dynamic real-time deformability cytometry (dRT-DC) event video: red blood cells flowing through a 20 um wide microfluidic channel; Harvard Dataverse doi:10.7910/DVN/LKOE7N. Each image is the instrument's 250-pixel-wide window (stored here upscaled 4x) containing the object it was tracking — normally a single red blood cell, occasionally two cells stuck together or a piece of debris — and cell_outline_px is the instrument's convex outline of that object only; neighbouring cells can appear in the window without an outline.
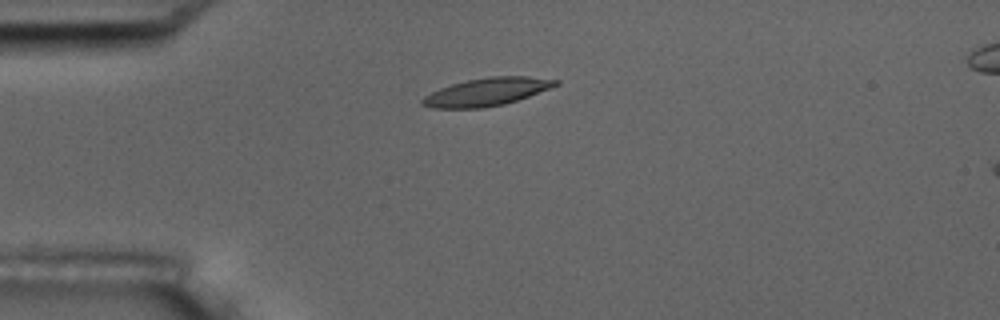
{"species": "common noctule bat (a hibernating species)", "species_latin": "Nyctalus noctula", "temperature_condition": "room temperature", "stored_images_in_passage": 5, "camera_frame_rate_fps": 3000, "um_per_image_px": 0.085, "animal": {"sex": "male", "body_mass_g": 17.5, "forearm_length_mm": 52.3}, "frame": {"image": 1, "passage_image": 4, "time_ms": 3.667, "image_size_px": [1000, 320], "cell_outline_px": [[560, 84], [528, 96], [504, 104], [484, 108], [432, 108], [420, 104], [420, 100], [424, 96], [440, 88], [452, 84], [468, 80], [488, 76], [528, 76], [560, 80]], "centroid_in_image_um": [41.36, 7.81], "position_along_channel_um": 43.6, "area_um2": 21.56}}